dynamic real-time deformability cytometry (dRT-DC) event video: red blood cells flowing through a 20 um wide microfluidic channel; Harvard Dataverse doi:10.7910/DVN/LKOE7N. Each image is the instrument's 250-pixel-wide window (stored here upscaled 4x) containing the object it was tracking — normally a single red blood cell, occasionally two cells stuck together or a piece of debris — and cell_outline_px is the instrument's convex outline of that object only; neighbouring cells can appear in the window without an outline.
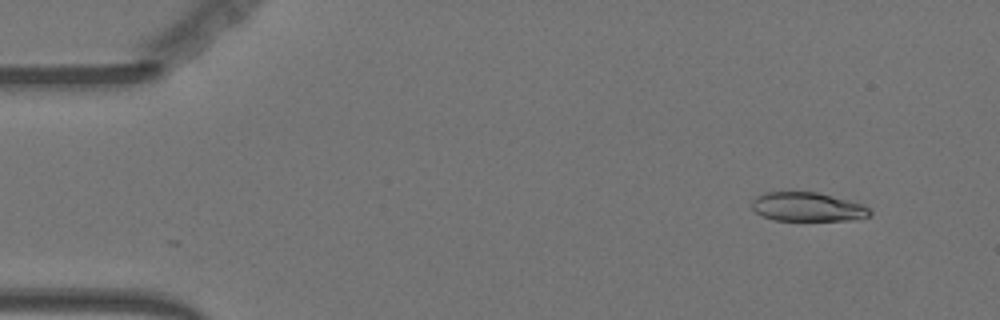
{"species": "Egyptian fruit bat (a non-hibernating species)", "species_latin": "Rousettus aegyptiacus", "temperature_condition": "warm", "stored_images_in_passage": 13, "camera_frame_rate_fps": 3000, "um_per_image_px": 0.085, "animal": {"sex": "female"}, "frame": {"image": 1, "passage_image": 1, "time_ms": 0.0, "image_size_px": [1000, 320], "cell_outline_px": [[872, 216], [852, 220], [772, 220], [756, 212], [752, 208], [752, 200], [756, 196], [764, 192], [816, 192], [864, 204], [872, 212]], "centroid_in_image_um": [68.65, 17.59], "position_along_channel_um": 16.3, "area_um2": 19.94}}